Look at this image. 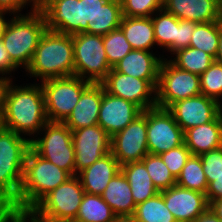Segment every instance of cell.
Segmentation results:
<instances>
[{
  "mask_svg": "<svg viewBox=\"0 0 222 222\" xmlns=\"http://www.w3.org/2000/svg\"><path fill=\"white\" fill-rule=\"evenodd\" d=\"M201 94L199 75L176 67L164 59L156 88V107L168 109L173 103Z\"/></svg>",
  "mask_w": 222,
  "mask_h": 222,
  "instance_id": "10",
  "label": "cell"
},
{
  "mask_svg": "<svg viewBox=\"0 0 222 222\" xmlns=\"http://www.w3.org/2000/svg\"><path fill=\"white\" fill-rule=\"evenodd\" d=\"M116 217L101 195L84 193L78 214L73 222H114Z\"/></svg>",
  "mask_w": 222,
  "mask_h": 222,
  "instance_id": "28",
  "label": "cell"
},
{
  "mask_svg": "<svg viewBox=\"0 0 222 222\" xmlns=\"http://www.w3.org/2000/svg\"><path fill=\"white\" fill-rule=\"evenodd\" d=\"M133 217L137 222H177L166 207L161 192L137 204Z\"/></svg>",
  "mask_w": 222,
  "mask_h": 222,
  "instance_id": "30",
  "label": "cell"
},
{
  "mask_svg": "<svg viewBox=\"0 0 222 222\" xmlns=\"http://www.w3.org/2000/svg\"><path fill=\"white\" fill-rule=\"evenodd\" d=\"M122 14L126 17H151L163 9V0H121Z\"/></svg>",
  "mask_w": 222,
  "mask_h": 222,
  "instance_id": "37",
  "label": "cell"
},
{
  "mask_svg": "<svg viewBox=\"0 0 222 222\" xmlns=\"http://www.w3.org/2000/svg\"><path fill=\"white\" fill-rule=\"evenodd\" d=\"M16 68L18 67L11 61L9 57V53L6 51L4 44L2 40L0 39V75L2 74V77L10 72L16 71Z\"/></svg>",
  "mask_w": 222,
  "mask_h": 222,
  "instance_id": "43",
  "label": "cell"
},
{
  "mask_svg": "<svg viewBox=\"0 0 222 222\" xmlns=\"http://www.w3.org/2000/svg\"><path fill=\"white\" fill-rule=\"evenodd\" d=\"M196 25L197 22L195 21L179 20L177 18L176 40L167 50L175 53L177 50L189 47L191 36Z\"/></svg>",
  "mask_w": 222,
  "mask_h": 222,
  "instance_id": "40",
  "label": "cell"
},
{
  "mask_svg": "<svg viewBox=\"0 0 222 222\" xmlns=\"http://www.w3.org/2000/svg\"><path fill=\"white\" fill-rule=\"evenodd\" d=\"M119 28L135 50L150 51L151 47L156 44L151 17L123 16Z\"/></svg>",
  "mask_w": 222,
  "mask_h": 222,
  "instance_id": "26",
  "label": "cell"
},
{
  "mask_svg": "<svg viewBox=\"0 0 222 222\" xmlns=\"http://www.w3.org/2000/svg\"><path fill=\"white\" fill-rule=\"evenodd\" d=\"M180 187L206 194L208 182L206 180L201 157L191 155L176 179Z\"/></svg>",
  "mask_w": 222,
  "mask_h": 222,
  "instance_id": "32",
  "label": "cell"
},
{
  "mask_svg": "<svg viewBox=\"0 0 222 222\" xmlns=\"http://www.w3.org/2000/svg\"><path fill=\"white\" fill-rule=\"evenodd\" d=\"M208 184L222 174V146L200 155Z\"/></svg>",
  "mask_w": 222,
  "mask_h": 222,
  "instance_id": "39",
  "label": "cell"
},
{
  "mask_svg": "<svg viewBox=\"0 0 222 222\" xmlns=\"http://www.w3.org/2000/svg\"><path fill=\"white\" fill-rule=\"evenodd\" d=\"M77 175L48 193L26 216L32 222H73L84 196Z\"/></svg>",
  "mask_w": 222,
  "mask_h": 222,
  "instance_id": "6",
  "label": "cell"
},
{
  "mask_svg": "<svg viewBox=\"0 0 222 222\" xmlns=\"http://www.w3.org/2000/svg\"><path fill=\"white\" fill-rule=\"evenodd\" d=\"M47 30L61 34L80 33L82 23L81 0H39Z\"/></svg>",
  "mask_w": 222,
  "mask_h": 222,
  "instance_id": "17",
  "label": "cell"
},
{
  "mask_svg": "<svg viewBox=\"0 0 222 222\" xmlns=\"http://www.w3.org/2000/svg\"><path fill=\"white\" fill-rule=\"evenodd\" d=\"M32 2L31 10L34 11L38 9L39 0H0V10H7L14 14H21V9H23L27 3Z\"/></svg>",
  "mask_w": 222,
  "mask_h": 222,
  "instance_id": "41",
  "label": "cell"
},
{
  "mask_svg": "<svg viewBox=\"0 0 222 222\" xmlns=\"http://www.w3.org/2000/svg\"><path fill=\"white\" fill-rule=\"evenodd\" d=\"M201 94L221 103L222 97V64L214 61L200 76Z\"/></svg>",
  "mask_w": 222,
  "mask_h": 222,
  "instance_id": "36",
  "label": "cell"
},
{
  "mask_svg": "<svg viewBox=\"0 0 222 222\" xmlns=\"http://www.w3.org/2000/svg\"><path fill=\"white\" fill-rule=\"evenodd\" d=\"M219 36L220 21L197 23L189 46L202 50L215 58L218 52Z\"/></svg>",
  "mask_w": 222,
  "mask_h": 222,
  "instance_id": "31",
  "label": "cell"
},
{
  "mask_svg": "<svg viewBox=\"0 0 222 222\" xmlns=\"http://www.w3.org/2000/svg\"><path fill=\"white\" fill-rule=\"evenodd\" d=\"M30 139L0 126V194L12 202L19 196Z\"/></svg>",
  "mask_w": 222,
  "mask_h": 222,
  "instance_id": "5",
  "label": "cell"
},
{
  "mask_svg": "<svg viewBox=\"0 0 222 222\" xmlns=\"http://www.w3.org/2000/svg\"><path fill=\"white\" fill-rule=\"evenodd\" d=\"M163 9L179 20L197 23L222 20V0H163Z\"/></svg>",
  "mask_w": 222,
  "mask_h": 222,
  "instance_id": "20",
  "label": "cell"
},
{
  "mask_svg": "<svg viewBox=\"0 0 222 222\" xmlns=\"http://www.w3.org/2000/svg\"><path fill=\"white\" fill-rule=\"evenodd\" d=\"M101 197L116 216H133L136 204L131 187L122 171L110 180Z\"/></svg>",
  "mask_w": 222,
  "mask_h": 222,
  "instance_id": "25",
  "label": "cell"
},
{
  "mask_svg": "<svg viewBox=\"0 0 222 222\" xmlns=\"http://www.w3.org/2000/svg\"><path fill=\"white\" fill-rule=\"evenodd\" d=\"M184 143L192 155L207 153L222 146V114L214 121L184 132Z\"/></svg>",
  "mask_w": 222,
  "mask_h": 222,
  "instance_id": "24",
  "label": "cell"
},
{
  "mask_svg": "<svg viewBox=\"0 0 222 222\" xmlns=\"http://www.w3.org/2000/svg\"><path fill=\"white\" fill-rule=\"evenodd\" d=\"M101 84L109 94L133 102L143 111L156 107V89L145 79L112 68Z\"/></svg>",
  "mask_w": 222,
  "mask_h": 222,
  "instance_id": "14",
  "label": "cell"
},
{
  "mask_svg": "<svg viewBox=\"0 0 222 222\" xmlns=\"http://www.w3.org/2000/svg\"><path fill=\"white\" fill-rule=\"evenodd\" d=\"M72 141L76 175L110 152L111 137L98 124L73 130Z\"/></svg>",
  "mask_w": 222,
  "mask_h": 222,
  "instance_id": "15",
  "label": "cell"
},
{
  "mask_svg": "<svg viewBox=\"0 0 222 222\" xmlns=\"http://www.w3.org/2000/svg\"><path fill=\"white\" fill-rule=\"evenodd\" d=\"M7 80L0 109V126L20 135L40 133L48 122L41 85L12 86Z\"/></svg>",
  "mask_w": 222,
  "mask_h": 222,
  "instance_id": "1",
  "label": "cell"
},
{
  "mask_svg": "<svg viewBox=\"0 0 222 222\" xmlns=\"http://www.w3.org/2000/svg\"><path fill=\"white\" fill-rule=\"evenodd\" d=\"M141 161L145 164L146 170L159 192L176 185V178L165 165L160 155L148 153Z\"/></svg>",
  "mask_w": 222,
  "mask_h": 222,
  "instance_id": "33",
  "label": "cell"
},
{
  "mask_svg": "<svg viewBox=\"0 0 222 222\" xmlns=\"http://www.w3.org/2000/svg\"><path fill=\"white\" fill-rule=\"evenodd\" d=\"M71 175L29 149L18 198L13 202L18 215H27L48 193Z\"/></svg>",
  "mask_w": 222,
  "mask_h": 222,
  "instance_id": "2",
  "label": "cell"
},
{
  "mask_svg": "<svg viewBox=\"0 0 222 222\" xmlns=\"http://www.w3.org/2000/svg\"><path fill=\"white\" fill-rule=\"evenodd\" d=\"M80 33L104 36L119 28L123 14L121 0H81Z\"/></svg>",
  "mask_w": 222,
  "mask_h": 222,
  "instance_id": "13",
  "label": "cell"
},
{
  "mask_svg": "<svg viewBox=\"0 0 222 222\" xmlns=\"http://www.w3.org/2000/svg\"><path fill=\"white\" fill-rule=\"evenodd\" d=\"M209 208L222 222V199H217L209 204Z\"/></svg>",
  "mask_w": 222,
  "mask_h": 222,
  "instance_id": "46",
  "label": "cell"
},
{
  "mask_svg": "<svg viewBox=\"0 0 222 222\" xmlns=\"http://www.w3.org/2000/svg\"><path fill=\"white\" fill-rule=\"evenodd\" d=\"M32 222L26 215H20V222Z\"/></svg>",
  "mask_w": 222,
  "mask_h": 222,
  "instance_id": "52",
  "label": "cell"
},
{
  "mask_svg": "<svg viewBox=\"0 0 222 222\" xmlns=\"http://www.w3.org/2000/svg\"><path fill=\"white\" fill-rule=\"evenodd\" d=\"M103 45L107 55V61L112 68L133 50L120 28L105 34L103 36Z\"/></svg>",
  "mask_w": 222,
  "mask_h": 222,
  "instance_id": "35",
  "label": "cell"
},
{
  "mask_svg": "<svg viewBox=\"0 0 222 222\" xmlns=\"http://www.w3.org/2000/svg\"><path fill=\"white\" fill-rule=\"evenodd\" d=\"M114 222H137L133 216H117Z\"/></svg>",
  "mask_w": 222,
  "mask_h": 222,
  "instance_id": "50",
  "label": "cell"
},
{
  "mask_svg": "<svg viewBox=\"0 0 222 222\" xmlns=\"http://www.w3.org/2000/svg\"><path fill=\"white\" fill-rule=\"evenodd\" d=\"M7 80H11V78L7 77L6 75L5 77H0V109L2 105L3 91L7 83Z\"/></svg>",
  "mask_w": 222,
  "mask_h": 222,
  "instance_id": "49",
  "label": "cell"
},
{
  "mask_svg": "<svg viewBox=\"0 0 222 222\" xmlns=\"http://www.w3.org/2000/svg\"><path fill=\"white\" fill-rule=\"evenodd\" d=\"M11 13L10 11L7 10H0V39L3 36L5 29L7 27V24L9 23V19L8 21L5 20L6 18H4L7 13Z\"/></svg>",
  "mask_w": 222,
  "mask_h": 222,
  "instance_id": "47",
  "label": "cell"
},
{
  "mask_svg": "<svg viewBox=\"0 0 222 222\" xmlns=\"http://www.w3.org/2000/svg\"><path fill=\"white\" fill-rule=\"evenodd\" d=\"M17 217L14 204H0V222H15Z\"/></svg>",
  "mask_w": 222,
  "mask_h": 222,
  "instance_id": "44",
  "label": "cell"
},
{
  "mask_svg": "<svg viewBox=\"0 0 222 222\" xmlns=\"http://www.w3.org/2000/svg\"><path fill=\"white\" fill-rule=\"evenodd\" d=\"M160 192L166 207L177 222H194L199 215L209 208L204 193L186 189L177 184Z\"/></svg>",
  "mask_w": 222,
  "mask_h": 222,
  "instance_id": "19",
  "label": "cell"
},
{
  "mask_svg": "<svg viewBox=\"0 0 222 222\" xmlns=\"http://www.w3.org/2000/svg\"><path fill=\"white\" fill-rule=\"evenodd\" d=\"M192 155L185 143L160 154L165 165L171 171L172 175L177 179L182 168L185 166L189 157Z\"/></svg>",
  "mask_w": 222,
  "mask_h": 222,
  "instance_id": "38",
  "label": "cell"
},
{
  "mask_svg": "<svg viewBox=\"0 0 222 222\" xmlns=\"http://www.w3.org/2000/svg\"><path fill=\"white\" fill-rule=\"evenodd\" d=\"M0 204H14L11 200H8L6 198H4L1 194H0Z\"/></svg>",
  "mask_w": 222,
  "mask_h": 222,
  "instance_id": "51",
  "label": "cell"
},
{
  "mask_svg": "<svg viewBox=\"0 0 222 222\" xmlns=\"http://www.w3.org/2000/svg\"><path fill=\"white\" fill-rule=\"evenodd\" d=\"M74 76L91 83H101L112 67L107 61L103 36L86 32L72 35Z\"/></svg>",
  "mask_w": 222,
  "mask_h": 222,
  "instance_id": "8",
  "label": "cell"
},
{
  "mask_svg": "<svg viewBox=\"0 0 222 222\" xmlns=\"http://www.w3.org/2000/svg\"><path fill=\"white\" fill-rule=\"evenodd\" d=\"M25 71L31 77H41V82L74 76L72 35L46 30Z\"/></svg>",
  "mask_w": 222,
  "mask_h": 222,
  "instance_id": "3",
  "label": "cell"
},
{
  "mask_svg": "<svg viewBox=\"0 0 222 222\" xmlns=\"http://www.w3.org/2000/svg\"><path fill=\"white\" fill-rule=\"evenodd\" d=\"M26 14L13 15L1 37L11 61L24 69L29 66L39 41L47 30L45 17L39 9Z\"/></svg>",
  "mask_w": 222,
  "mask_h": 222,
  "instance_id": "4",
  "label": "cell"
},
{
  "mask_svg": "<svg viewBox=\"0 0 222 222\" xmlns=\"http://www.w3.org/2000/svg\"><path fill=\"white\" fill-rule=\"evenodd\" d=\"M163 59L155 57L151 51L133 49L113 68L117 72L145 79L156 89Z\"/></svg>",
  "mask_w": 222,
  "mask_h": 222,
  "instance_id": "22",
  "label": "cell"
},
{
  "mask_svg": "<svg viewBox=\"0 0 222 222\" xmlns=\"http://www.w3.org/2000/svg\"><path fill=\"white\" fill-rule=\"evenodd\" d=\"M121 171L131 187L132 196L136 205L145 202L147 199L159 193L142 161L125 164L121 166Z\"/></svg>",
  "mask_w": 222,
  "mask_h": 222,
  "instance_id": "27",
  "label": "cell"
},
{
  "mask_svg": "<svg viewBox=\"0 0 222 222\" xmlns=\"http://www.w3.org/2000/svg\"><path fill=\"white\" fill-rule=\"evenodd\" d=\"M172 54L176 57L170 61L176 67L199 76L215 61V58L208 53L190 46Z\"/></svg>",
  "mask_w": 222,
  "mask_h": 222,
  "instance_id": "29",
  "label": "cell"
},
{
  "mask_svg": "<svg viewBox=\"0 0 222 222\" xmlns=\"http://www.w3.org/2000/svg\"><path fill=\"white\" fill-rule=\"evenodd\" d=\"M221 103L199 94L173 103L167 110L185 132L186 130L214 121L221 114Z\"/></svg>",
  "mask_w": 222,
  "mask_h": 222,
  "instance_id": "16",
  "label": "cell"
},
{
  "mask_svg": "<svg viewBox=\"0 0 222 222\" xmlns=\"http://www.w3.org/2000/svg\"><path fill=\"white\" fill-rule=\"evenodd\" d=\"M43 131L45 133L43 137L30 139V148L71 176L76 175L72 131L64 123L49 121L40 132Z\"/></svg>",
  "mask_w": 222,
  "mask_h": 222,
  "instance_id": "7",
  "label": "cell"
},
{
  "mask_svg": "<svg viewBox=\"0 0 222 222\" xmlns=\"http://www.w3.org/2000/svg\"><path fill=\"white\" fill-rule=\"evenodd\" d=\"M121 171L111 152L77 174L85 193L101 195L110 180Z\"/></svg>",
  "mask_w": 222,
  "mask_h": 222,
  "instance_id": "23",
  "label": "cell"
},
{
  "mask_svg": "<svg viewBox=\"0 0 222 222\" xmlns=\"http://www.w3.org/2000/svg\"><path fill=\"white\" fill-rule=\"evenodd\" d=\"M205 195L209 204L217 199H222V174L213 178V181L208 184Z\"/></svg>",
  "mask_w": 222,
  "mask_h": 222,
  "instance_id": "42",
  "label": "cell"
},
{
  "mask_svg": "<svg viewBox=\"0 0 222 222\" xmlns=\"http://www.w3.org/2000/svg\"><path fill=\"white\" fill-rule=\"evenodd\" d=\"M91 82L77 76L49 79L40 85L49 122L63 123Z\"/></svg>",
  "mask_w": 222,
  "mask_h": 222,
  "instance_id": "9",
  "label": "cell"
},
{
  "mask_svg": "<svg viewBox=\"0 0 222 222\" xmlns=\"http://www.w3.org/2000/svg\"><path fill=\"white\" fill-rule=\"evenodd\" d=\"M215 61L219 64H222V20H220V36L218 42V52L215 57Z\"/></svg>",
  "mask_w": 222,
  "mask_h": 222,
  "instance_id": "48",
  "label": "cell"
},
{
  "mask_svg": "<svg viewBox=\"0 0 222 222\" xmlns=\"http://www.w3.org/2000/svg\"><path fill=\"white\" fill-rule=\"evenodd\" d=\"M194 222H221L216 215L208 208L205 212L199 215Z\"/></svg>",
  "mask_w": 222,
  "mask_h": 222,
  "instance_id": "45",
  "label": "cell"
},
{
  "mask_svg": "<svg viewBox=\"0 0 222 222\" xmlns=\"http://www.w3.org/2000/svg\"><path fill=\"white\" fill-rule=\"evenodd\" d=\"M15 222H20V215H18L17 219L15 220Z\"/></svg>",
  "mask_w": 222,
  "mask_h": 222,
  "instance_id": "53",
  "label": "cell"
},
{
  "mask_svg": "<svg viewBox=\"0 0 222 222\" xmlns=\"http://www.w3.org/2000/svg\"><path fill=\"white\" fill-rule=\"evenodd\" d=\"M143 110L133 102L113 96L105 91L98 117L100 125L110 137L123 130L128 124L142 114Z\"/></svg>",
  "mask_w": 222,
  "mask_h": 222,
  "instance_id": "18",
  "label": "cell"
},
{
  "mask_svg": "<svg viewBox=\"0 0 222 222\" xmlns=\"http://www.w3.org/2000/svg\"><path fill=\"white\" fill-rule=\"evenodd\" d=\"M158 16L152 18L156 45L168 49L176 40L177 18L164 9L157 11Z\"/></svg>",
  "mask_w": 222,
  "mask_h": 222,
  "instance_id": "34",
  "label": "cell"
},
{
  "mask_svg": "<svg viewBox=\"0 0 222 222\" xmlns=\"http://www.w3.org/2000/svg\"><path fill=\"white\" fill-rule=\"evenodd\" d=\"M110 152L120 166L141 161L148 154L147 109L111 137Z\"/></svg>",
  "mask_w": 222,
  "mask_h": 222,
  "instance_id": "11",
  "label": "cell"
},
{
  "mask_svg": "<svg viewBox=\"0 0 222 222\" xmlns=\"http://www.w3.org/2000/svg\"><path fill=\"white\" fill-rule=\"evenodd\" d=\"M103 95L101 83H91L81 94L79 101L63 122L71 131L98 124Z\"/></svg>",
  "mask_w": 222,
  "mask_h": 222,
  "instance_id": "21",
  "label": "cell"
},
{
  "mask_svg": "<svg viewBox=\"0 0 222 222\" xmlns=\"http://www.w3.org/2000/svg\"><path fill=\"white\" fill-rule=\"evenodd\" d=\"M183 143L184 132L167 109H147L148 153L160 155Z\"/></svg>",
  "mask_w": 222,
  "mask_h": 222,
  "instance_id": "12",
  "label": "cell"
}]
</instances>
